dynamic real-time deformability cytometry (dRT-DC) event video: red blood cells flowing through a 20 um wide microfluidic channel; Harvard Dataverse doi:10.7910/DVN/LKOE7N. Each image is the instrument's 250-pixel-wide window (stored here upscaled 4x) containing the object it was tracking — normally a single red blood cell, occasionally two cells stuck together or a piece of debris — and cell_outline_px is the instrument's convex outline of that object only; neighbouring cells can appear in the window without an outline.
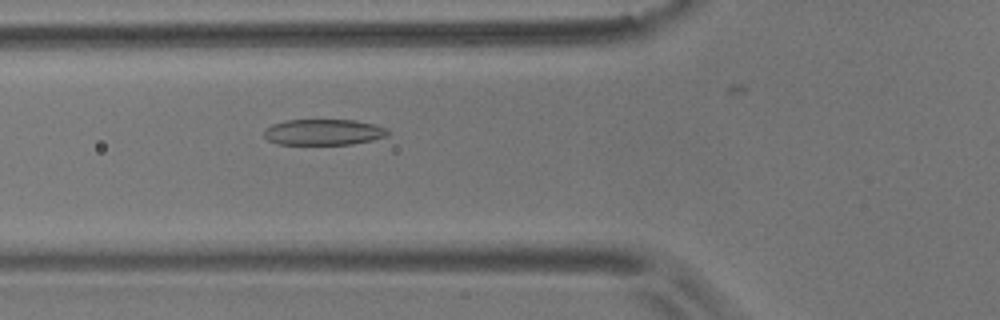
{"species": "common noctule bat (a hibernating species)", "species_latin": "Nyctalus noctula", "temperature_condition": "room temperature", "stored_images_in_passage": 40, "camera_frame_rate_fps": 3000, "um_per_image_px": 0.085, "animal": {"sex": "male", "body_mass_g": 17.9}, "frame": {"image": 1, "passage_image": 14, "time_ms": 4.333, "image_size_px": [1000, 320], "cell_outline_px": [[388, 136], [372, 140], [352, 144], [276, 144], [268, 140], [264, 136], [264, 132], [272, 124], [288, 120], [356, 120], [388, 128]], "centroid_in_image_um": [27.52, 11.23], "position_along_channel_um": 98.3, "area_um2": 18.61}}
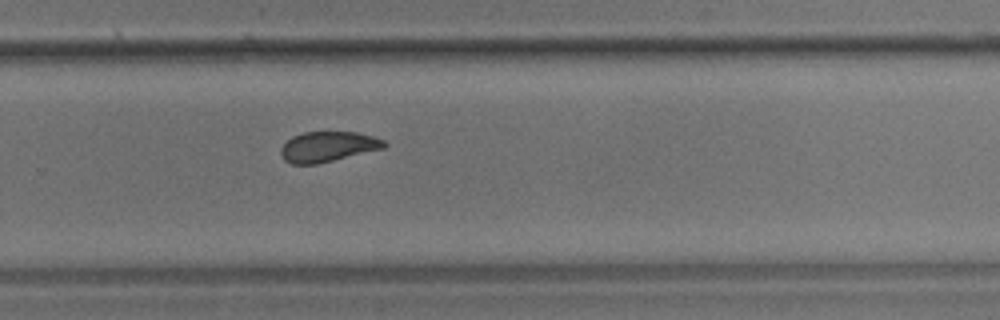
{"frame": {"image": 2, "passage_image": 31, "time_ms": 10.0, "image_size_px": [1000, 320], "cell_outline_px": [[388, 144], [384, 148], [316, 164], [292, 164], [284, 160], [280, 156], [280, 148], [292, 136], [304, 132], [356, 132], [372, 136], [384, 140]], "centroid_in_image_um": [27.84, 12.46], "position_along_channel_um": 302.0, "area_um2": 18.15}}
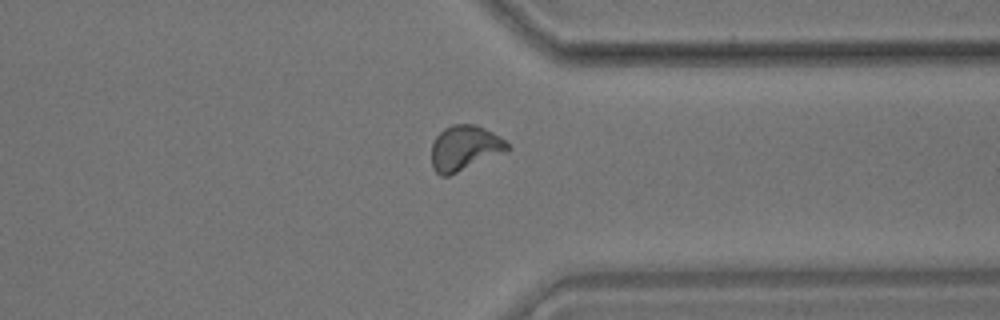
{"frame": {"image": 3, "passage_image": 37, "time_ms": 12.0, "image_size_px": [1000, 320], "cell_outline_px": [[512, 148], [448, 176], [440, 176], [432, 168], [432, 144], [436, 136], [444, 128], [452, 124], [476, 124], [492, 132], [504, 140]], "centroid_in_image_um": [39.46, 12.57], "position_along_channel_um": 371.9, "area_um2": 19.65}}